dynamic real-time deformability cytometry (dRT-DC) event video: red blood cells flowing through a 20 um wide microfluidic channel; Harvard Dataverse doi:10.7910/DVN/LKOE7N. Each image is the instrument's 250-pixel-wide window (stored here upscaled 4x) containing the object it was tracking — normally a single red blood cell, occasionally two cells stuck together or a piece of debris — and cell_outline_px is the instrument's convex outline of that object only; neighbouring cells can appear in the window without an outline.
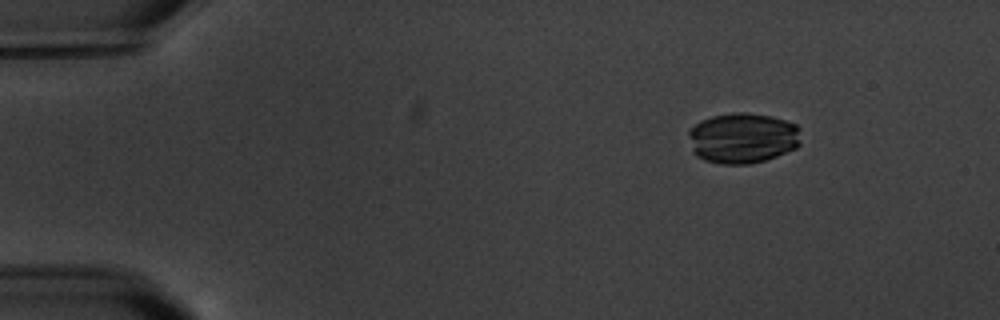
{"species": "common noctule bat (a hibernating species)", "species_latin": "Nyctalus noctula", "temperature_condition": "warm", "stored_images_in_passage": 4, "camera_frame_rate_fps": 3000, "um_per_image_px": 0.085, "animal": {"sex": "male", "body_mass_g": 20.1, "forearm_length_mm": 53.5}, "frame": {"image": 1, "passage_image": 1, "time_ms": 0.0, "image_size_px": [1000, 320], "cell_outline_px": [[800, 144], [796, 148], [776, 156], [764, 160], [748, 164], [720, 164], [704, 160], [696, 156], [692, 152], [688, 136], [688, 132], [700, 120], [712, 116], [732, 112], [744, 112], [772, 116], [796, 124], [800, 128]], "centroid_in_image_um": [63.11, 11.73], "position_along_channel_um": 21.9, "area_um2": 33.41}}